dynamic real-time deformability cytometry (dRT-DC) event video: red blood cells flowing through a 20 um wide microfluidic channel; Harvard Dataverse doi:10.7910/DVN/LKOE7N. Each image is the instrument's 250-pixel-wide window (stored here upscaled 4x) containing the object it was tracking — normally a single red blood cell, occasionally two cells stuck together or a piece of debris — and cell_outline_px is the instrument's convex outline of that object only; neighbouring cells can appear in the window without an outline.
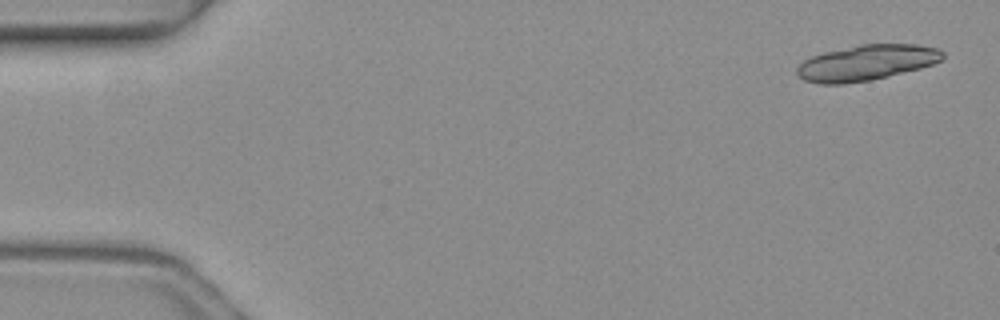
{"species": "common noctule bat (a hibernating species)", "species_latin": "Nyctalus noctula", "temperature_condition": "warm", "stored_images_in_passage": 4, "camera_frame_rate_fps": 3000, "um_per_image_px": 0.085, "animal": {"sex": "female", "body_mass_g": 19.3, "forearm_length_mm": 54.1}, "frame": {"image": 1, "passage_image": 1, "time_ms": 0.0, "image_size_px": [1000, 320], "cell_outline_px": [[944, 56], [940, 60], [932, 64], [920, 68], [868, 80], [844, 84], [820, 84], [804, 80], [796, 72], [796, 68], [804, 60], [812, 56], [824, 52], [860, 44], [916, 44], [936, 48], [944, 52]], "centroid_in_image_um": [73.62, 5.32], "position_along_channel_um": 11.4, "area_um2": 29.88}}
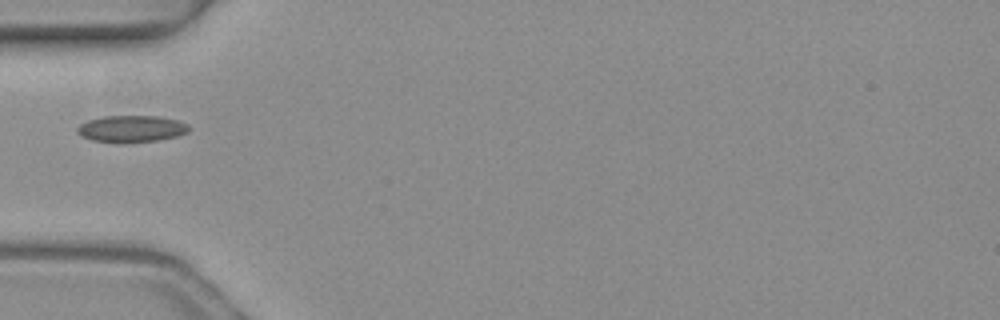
{"frame": {"image": 2, "passage_image": 3, "time_ms": 0.667, "image_size_px": [1000, 320], "cell_outline_px": [[188, 132], [176, 136], [156, 140], [128, 144], [116, 144], [92, 140], [80, 136], [76, 132], [76, 128], [80, 124], [88, 120], [104, 116], [160, 116], [180, 120], [188, 124]], "centroid_in_image_um": [11.14, 10.96], "position_along_channel_um": 73.9, "area_um2": 17.86}}
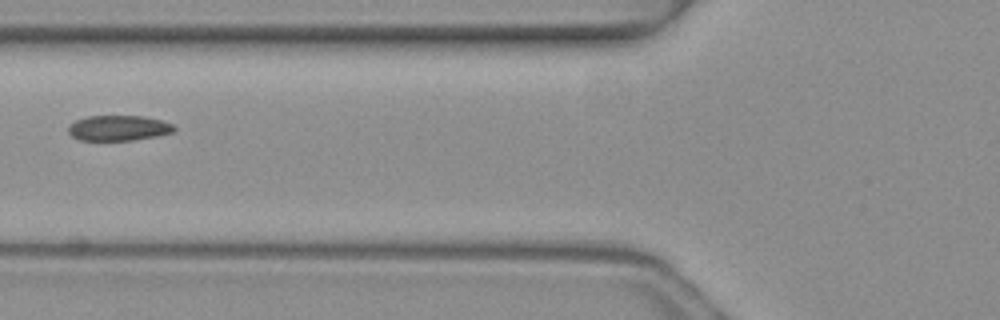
{"frame": {"image": 3, "passage_image": 4, "time_ms": 1.0, "image_size_px": [1000, 320], "cell_outline_px": [[176, 128], [172, 132], [156, 136], [132, 140], [80, 140], [72, 136], [68, 132], [68, 128], [76, 120], [88, 116], [144, 116], [160, 120], [172, 124]], "centroid_in_image_um": [10.07, 10.88], "position_along_channel_um": 115.7, "area_um2": 15.43}}